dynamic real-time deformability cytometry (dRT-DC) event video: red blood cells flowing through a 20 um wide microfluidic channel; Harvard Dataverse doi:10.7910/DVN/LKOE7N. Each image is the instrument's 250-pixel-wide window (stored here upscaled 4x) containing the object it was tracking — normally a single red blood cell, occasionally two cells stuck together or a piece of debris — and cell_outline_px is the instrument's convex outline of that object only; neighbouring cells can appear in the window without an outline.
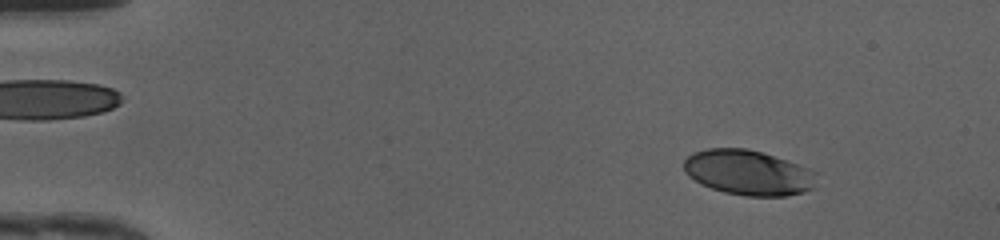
{"species": "human", "species_latin": "Homo sapiens", "temperature_condition": "cold", "stored_images_in_passage": 49, "camera_frame_rate_fps": 3000, "um_per_image_px": 0.085, "donor": {"sex": "female"}, "frame": {"image": 1, "passage_image": 6, "time_ms": 1.667, "image_size_px": [1000, 240], "cell_outline_px": [[816, 172], [812, 188], [804, 192], [784, 196], [744, 196], [724, 192], [700, 184], [688, 176], [684, 172], [684, 160], [692, 152], [708, 148], [748, 148], [808, 168]], "centroid_in_image_um": [63.54, 14.67], "position_along_channel_um": 21.5, "area_um2": 34.68}}
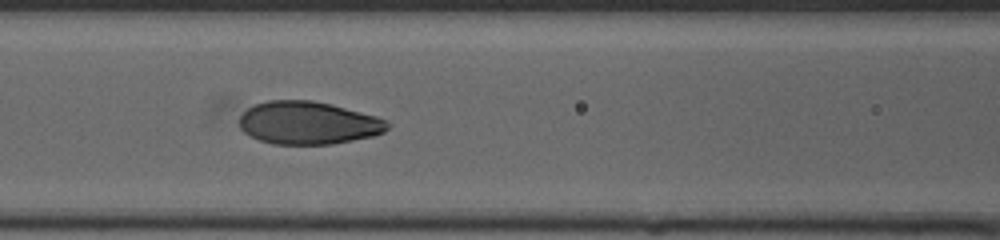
{"frame": {"image": 2, "passage_image": 22, "time_ms": 7.0, "image_size_px": [1000, 240], "cell_outline_px": [[392, 124], [384, 132], [372, 136], [332, 144], [272, 144], [260, 140], [244, 132], [240, 128], [240, 116], [248, 108], [256, 104], [268, 100], [312, 100], [332, 104], [376, 116], [388, 120]], "centroid_in_image_um": [26.22, 10.44], "position_along_channel_um": 140.4, "area_um2": 36.99}}
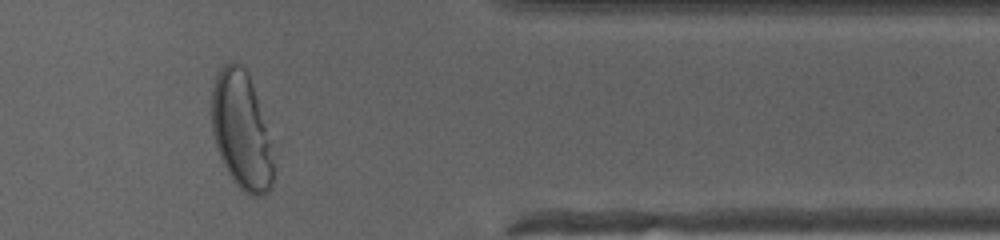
{"frame": {"image": 3, "passage_image": 41, "time_ms": 13.333, "image_size_px": [1000, 240], "cell_outline_px": [[272, 184], [268, 192], [264, 196], [252, 196], [244, 192], [232, 180], [216, 148], [212, 132], [212, 92], [216, 76], [220, 68], [224, 64], [232, 60], [240, 64], [248, 72], [252, 84], [264, 128], [272, 160]], "centroid_in_image_um": [20.46, 11.11], "position_along_channel_um": 390.9, "area_um2": 41.1}, "authors_computed_cell_mechanics": {"area_um2": 36.8764, "velocity_mm_per_s": 4.1984, "shape_relaxation_time_tau1_ms": 3.2606, "shape_relaxation_time_tau2_ms": null, "deformation_change_tau1": 0.1703, "deformation_change_tau2": null}}